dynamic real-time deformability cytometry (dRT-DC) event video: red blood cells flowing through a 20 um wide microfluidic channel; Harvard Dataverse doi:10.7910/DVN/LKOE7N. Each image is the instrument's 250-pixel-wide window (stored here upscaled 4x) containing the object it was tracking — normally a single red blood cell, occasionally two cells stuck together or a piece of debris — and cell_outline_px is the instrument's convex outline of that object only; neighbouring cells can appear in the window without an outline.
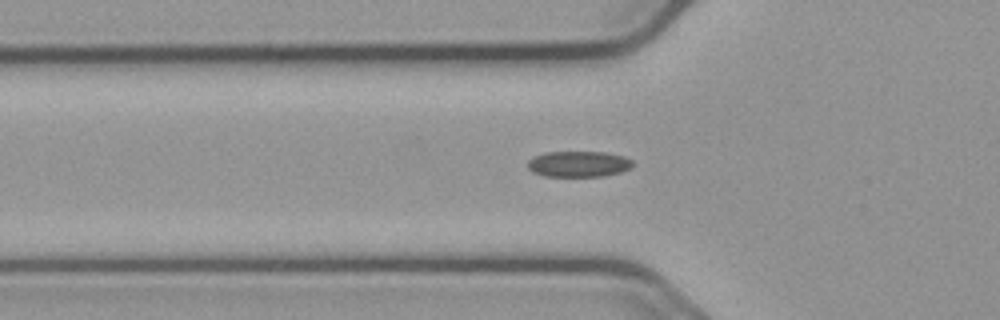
{"species": "common noctule bat (a hibernating species)", "species_latin": "Nyctalus noctula", "temperature_condition": "cold", "stored_images_in_passage": 32, "camera_frame_rate_fps": 3000, "um_per_image_px": 0.085, "animal": {"sex": "male", "body_mass_g": 23.1, "forearm_length_mm": 52.7}, "frame": {"image": 1, "passage_image": 2, "time_ms": 0.333, "image_size_px": [1000, 320], "cell_outline_px": [[632, 168], [620, 172], [604, 176], [544, 176], [532, 172], [528, 168], [528, 160], [544, 152], [604, 152], [624, 156], [632, 160]], "centroid_in_image_um": [49.18, 13.94], "position_along_channel_um": 76.6, "area_um2": 15.84}}
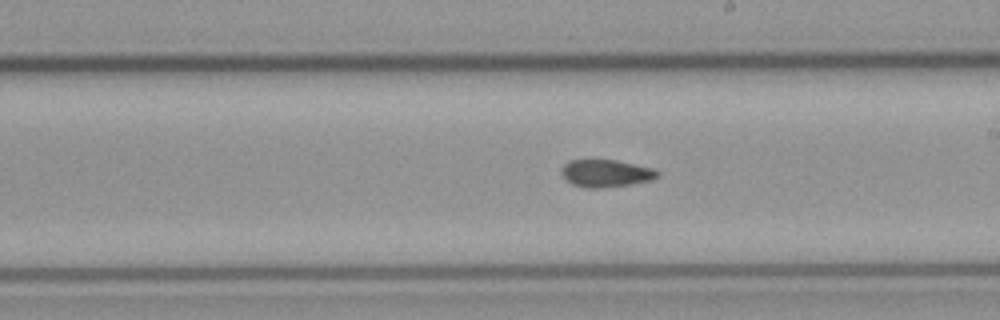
{"frame": {"image": 2, "passage_image": 15, "time_ms": 4.667, "image_size_px": [1000, 320], "cell_outline_px": [[660, 176], [652, 180], [632, 184], [604, 188], [584, 188], [572, 184], [564, 180], [560, 172], [560, 168], [568, 160], [616, 160], [652, 168], [660, 172]], "centroid_in_image_um": [51.47, 14.74], "position_along_channel_um": 237.5, "area_um2": 15.66}}
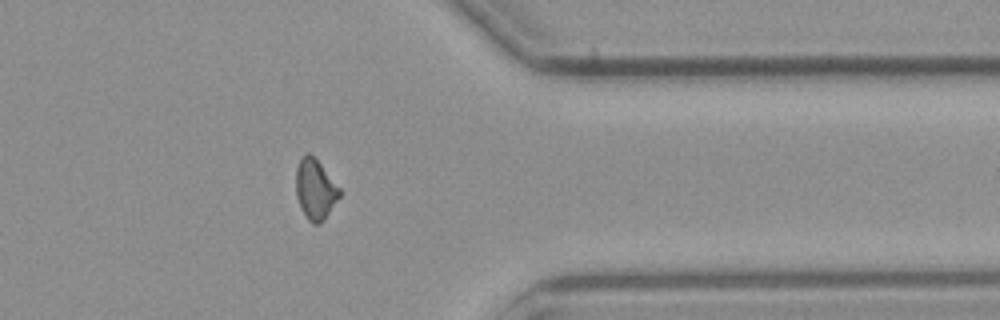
{"frame": {"image": 3, "passage_image": 28, "time_ms": 9.0, "image_size_px": [1000, 320], "cell_outline_px": [[340, 196], [324, 220], [320, 224], [312, 224], [308, 220], [300, 208], [296, 196], [296, 168], [300, 156], [308, 152], [320, 164], [340, 188]], "centroid_in_image_um": [26.77, 16.11], "position_along_channel_um": 384.6, "area_um2": 15.32}}